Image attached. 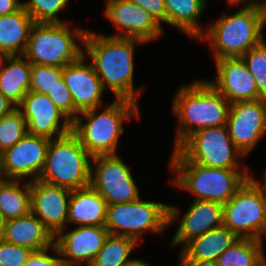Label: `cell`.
<instances>
[{"instance_id":"ee69618b","label":"cell","mask_w":266,"mask_h":266,"mask_svg":"<svg viewBox=\"0 0 266 266\" xmlns=\"http://www.w3.org/2000/svg\"><path fill=\"white\" fill-rule=\"evenodd\" d=\"M126 266H152L148 262L143 261L142 258H134L131 262H129Z\"/></svg>"},{"instance_id":"ba28073f","label":"cell","mask_w":266,"mask_h":266,"mask_svg":"<svg viewBox=\"0 0 266 266\" xmlns=\"http://www.w3.org/2000/svg\"><path fill=\"white\" fill-rule=\"evenodd\" d=\"M92 156L71 131L50 140L39 180L76 190L90 185Z\"/></svg>"},{"instance_id":"1f68e13d","label":"cell","mask_w":266,"mask_h":266,"mask_svg":"<svg viewBox=\"0 0 266 266\" xmlns=\"http://www.w3.org/2000/svg\"><path fill=\"white\" fill-rule=\"evenodd\" d=\"M242 59L255 78L260 96L266 99V40L248 50Z\"/></svg>"},{"instance_id":"b9f144b4","label":"cell","mask_w":266,"mask_h":266,"mask_svg":"<svg viewBox=\"0 0 266 266\" xmlns=\"http://www.w3.org/2000/svg\"><path fill=\"white\" fill-rule=\"evenodd\" d=\"M11 55L3 50H0V72L5 67L6 62L10 59Z\"/></svg>"},{"instance_id":"74e56055","label":"cell","mask_w":266,"mask_h":266,"mask_svg":"<svg viewBox=\"0 0 266 266\" xmlns=\"http://www.w3.org/2000/svg\"><path fill=\"white\" fill-rule=\"evenodd\" d=\"M264 181L262 183V202H263V222L260 229V232L258 233V236L256 240L264 246V236H266V171L264 173Z\"/></svg>"},{"instance_id":"ffe728a7","label":"cell","mask_w":266,"mask_h":266,"mask_svg":"<svg viewBox=\"0 0 266 266\" xmlns=\"http://www.w3.org/2000/svg\"><path fill=\"white\" fill-rule=\"evenodd\" d=\"M170 241V247L182 246L195 237L223 225V205L214 201L192 200Z\"/></svg>"},{"instance_id":"f35d334b","label":"cell","mask_w":266,"mask_h":266,"mask_svg":"<svg viewBox=\"0 0 266 266\" xmlns=\"http://www.w3.org/2000/svg\"><path fill=\"white\" fill-rule=\"evenodd\" d=\"M23 6L20 0H0V16L18 11Z\"/></svg>"},{"instance_id":"d6986e66","label":"cell","mask_w":266,"mask_h":266,"mask_svg":"<svg viewBox=\"0 0 266 266\" xmlns=\"http://www.w3.org/2000/svg\"><path fill=\"white\" fill-rule=\"evenodd\" d=\"M83 55L76 62L63 67L62 78L71 93L75 109L80 113L86 110L101 108L103 84L96 75L91 63H86Z\"/></svg>"},{"instance_id":"f546056e","label":"cell","mask_w":266,"mask_h":266,"mask_svg":"<svg viewBox=\"0 0 266 266\" xmlns=\"http://www.w3.org/2000/svg\"><path fill=\"white\" fill-rule=\"evenodd\" d=\"M71 0H26L23 7L35 23H65L58 15Z\"/></svg>"},{"instance_id":"7bdbcfd3","label":"cell","mask_w":266,"mask_h":266,"mask_svg":"<svg viewBox=\"0 0 266 266\" xmlns=\"http://www.w3.org/2000/svg\"><path fill=\"white\" fill-rule=\"evenodd\" d=\"M178 266H215L214 264H201L187 262L181 255L179 256Z\"/></svg>"},{"instance_id":"ab89813d","label":"cell","mask_w":266,"mask_h":266,"mask_svg":"<svg viewBox=\"0 0 266 266\" xmlns=\"http://www.w3.org/2000/svg\"><path fill=\"white\" fill-rule=\"evenodd\" d=\"M16 106L0 93V118L9 114Z\"/></svg>"},{"instance_id":"d4e9b609","label":"cell","mask_w":266,"mask_h":266,"mask_svg":"<svg viewBox=\"0 0 266 266\" xmlns=\"http://www.w3.org/2000/svg\"><path fill=\"white\" fill-rule=\"evenodd\" d=\"M34 23L23 6L12 14L1 15L0 50L8 52L11 56H22Z\"/></svg>"},{"instance_id":"4dcf8cb0","label":"cell","mask_w":266,"mask_h":266,"mask_svg":"<svg viewBox=\"0 0 266 266\" xmlns=\"http://www.w3.org/2000/svg\"><path fill=\"white\" fill-rule=\"evenodd\" d=\"M26 134V121L17 107L0 118V149L3 152L15 145Z\"/></svg>"},{"instance_id":"484cf974","label":"cell","mask_w":266,"mask_h":266,"mask_svg":"<svg viewBox=\"0 0 266 266\" xmlns=\"http://www.w3.org/2000/svg\"><path fill=\"white\" fill-rule=\"evenodd\" d=\"M0 72V93L16 107L30 91L32 64L22 56H11Z\"/></svg>"},{"instance_id":"3957f363","label":"cell","mask_w":266,"mask_h":266,"mask_svg":"<svg viewBox=\"0 0 266 266\" xmlns=\"http://www.w3.org/2000/svg\"><path fill=\"white\" fill-rule=\"evenodd\" d=\"M140 113L138 103L114 99L104 109L80 112L72 121V132L92 157L117 155V147L121 148L118 146L119 136L125 130L124 122H130L132 118L139 120Z\"/></svg>"},{"instance_id":"bcb514c9","label":"cell","mask_w":266,"mask_h":266,"mask_svg":"<svg viewBox=\"0 0 266 266\" xmlns=\"http://www.w3.org/2000/svg\"><path fill=\"white\" fill-rule=\"evenodd\" d=\"M3 160H4V152L0 149V180L4 179Z\"/></svg>"},{"instance_id":"4316f807","label":"cell","mask_w":266,"mask_h":266,"mask_svg":"<svg viewBox=\"0 0 266 266\" xmlns=\"http://www.w3.org/2000/svg\"><path fill=\"white\" fill-rule=\"evenodd\" d=\"M30 206L29 180L25 183L22 180H0V212L6 221L26 215Z\"/></svg>"},{"instance_id":"603a6c76","label":"cell","mask_w":266,"mask_h":266,"mask_svg":"<svg viewBox=\"0 0 266 266\" xmlns=\"http://www.w3.org/2000/svg\"><path fill=\"white\" fill-rule=\"evenodd\" d=\"M107 205L106 200L91 185L72 190L67 225L104 226Z\"/></svg>"},{"instance_id":"7dc6e473","label":"cell","mask_w":266,"mask_h":266,"mask_svg":"<svg viewBox=\"0 0 266 266\" xmlns=\"http://www.w3.org/2000/svg\"><path fill=\"white\" fill-rule=\"evenodd\" d=\"M6 220L4 219L2 213L0 212V238L3 234L4 226H5Z\"/></svg>"},{"instance_id":"60d3db41","label":"cell","mask_w":266,"mask_h":266,"mask_svg":"<svg viewBox=\"0 0 266 266\" xmlns=\"http://www.w3.org/2000/svg\"><path fill=\"white\" fill-rule=\"evenodd\" d=\"M228 5L231 6H238V4H241V2H245L244 6H254V7H259L260 5V0H227Z\"/></svg>"},{"instance_id":"6da1fadb","label":"cell","mask_w":266,"mask_h":266,"mask_svg":"<svg viewBox=\"0 0 266 266\" xmlns=\"http://www.w3.org/2000/svg\"><path fill=\"white\" fill-rule=\"evenodd\" d=\"M146 44L136 38L114 37L87 30L84 56L92 64L104 89L111 90L115 99L138 103L143 87L134 88V53L136 44Z\"/></svg>"},{"instance_id":"52a82bcc","label":"cell","mask_w":266,"mask_h":266,"mask_svg":"<svg viewBox=\"0 0 266 266\" xmlns=\"http://www.w3.org/2000/svg\"><path fill=\"white\" fill-rule=\"evenodd\" d=\"M172 204L139 199L107 205L105 228L109 234L133 238L139 243L144 233L162 234L180 217Z\"/></svg>"},{"instance_id":"ac0fdd59","label":"cell","mask_w":266,"mask_h":266,"mask_svg":"<svg viewBox=\"0 0 266 266\" xmlns=\"http://www.w3.org/2000/svg\"><path fill=\"white\" fill-rule=\"evenodd\" d=\"M215 61L216 78L208 80L229 103L262 99L255 78L242 57H227Z\"/></svg>"},{"instance_id":"e0dca14e","label":"cell","mask_w":266,"mask_h":266,"mask_svg":"<svg viewBox=\"0 0 266 266\" xmlns=\"http://www.w3.org/2000/svg\"><path fill=\"white\" fill-rule=\"evenodd\" d=\"M109 235L105 226H77L63 229L54 238L63 262L90 266Z\"/></svg>"},{"instance_id":"8d00e7d4","label":"cell","mask_w":266,"mask_h":266,"mask_svg":"<svg viewBox=\"0 0 266 266\" xmlns=\"http://www.w3.org/2000/svg\"><path fill=\"white\" fill-rule=\"evenodd\" d=\"M148 12L160 25L166 24L164 0H129Z\"/></svg>"},{"instance_id":"5bb4252c","label":"cell","mask_w":266,"mask_h":266,"mask_svg":"<svg viewBox=\"0 0 266 266\" xmlns=\"http://www.w3.org/2000/svg\"><path fill=\"white\" fill-rule=\"evenodd\" d=\"M104 15L113 22L114 37L136 38L145 43L159 39L163 33L160 25L148 12L129 0H107Z\"/></svg>"},{"instance_id":"f1b7e54d","label":"cell","mask_w":266,"mask_h":266,"mask_svg":"<svg viewBox=\"0 0 266 266\" xmlns=\"http://www.w3.org/2000/svg\"><path fill=\"white\" fill-rule=\"evenodd\" d=\"M137 245L133 238L109 234L90 266H126L134 259L130 254Z\"/></svg>"},{"instance_id":"83f0119b","label":"cell","mask_w":266,"mask_h":266,"mask_svg":"<svg viewBox=\"0 0 266 266\" xmlns=\"http://www.w3.org/2000/svg\"><path fill=\"white\" fill-rule=\"evenodd\" d=\"M257 240L239 238L230 248L222 253L215 266H266V254Z\"/></svg>"},{"instance_id":"8fae6325","label":"cell","mask_w":266,"mask_h":266,"mask_svg":"<svg viewBox=\"0 0 266 266\" xmlns=\"http://www.w3.org/2000/svg\"><path fill=\"white\" fill-rule=\"evenodd\" d=\"M255 175L223 204V225L238 238L256 240L263 222L262 184Z\"/></svg>"},{"instance_id":"8992f818","label":"cell","mask_w":266,"mask_h":266,"mask_svg":"<svg viewBox=\"0 0 266 266\" xmlns=\"http://www.w3.org/2000/svg\"><path fill=\"white\" fill-rule=\"evenodd\" d=\"M70 23H34L23 56L31 64L61 68L79 60L87 29H70Z\"/></svg>"},{"instance_id":"2e32d148","label":"cell","mask_w":266,"mask_h":266,"mask_svg":"<svg viewBox=\"0 0 266 266\" xmlns=\"http://www.w3.org/2000/svg\"><path fill=\"white\" fill-rule=\"evenodd\" d=\"M72 190L45 183L30 182V211L55 237L67 227L68 205Z\"/></svg>"},{"instance_id":"9c48e42d","label":"cell","mask_w":266,"mask_h":266,"mask_svg":"<svg viewBox=\"0 0 266 266\" xmlns=\"http://www.w3.org/2000/svg\"><path fill=\"white\" fill-rule=\"evenodd\" d=\"M172 150L169 162H194L221 169H241L240 159L245 157L234 145L226 126L201 129Z\"/></svg>"},{"instance_id":"30bf717a","label":"cell","mask_w":266,"mask_h":266,"mask_svg":"<svg viewBox=\"0 0 266 266\" xmlns=\"http://www.w3.org/2000/svg\"><path fill=\"white\" fill-rule=\"evenodd\" d=\"M130 170L119 154L93 156L90 185L108 205L135 201L141 196Z\"/></svg>"},{"instance_id":"836d02e7","label":"cell","mask_w":266,"mask_h":266,"mask_svg":"<svg viewBox=\"0 0 266 266\" xmlns=\"http://www.w3.org/2000/svg\"><path fill=\"white\" fill-rule=\"evenodd\" d=\"M56 107L73 121L79 112L75 109L69 89L62 78L47 94Z\"/></svg>"},{"instance_id":"d590c367","label":"cell","mask_w":266,"mask_h":266,"mask_svg":"<svg viewBox=\"0 0 266 266\" xmlns=\"http://www.w3.org/2000/svg\"><path fill=\"white\" fill-rule=\"evenodd\" d=\"M50 250H52V252H54L57 256H52L49 253ZM60 260L59 250L54 245L52 248L39 252H33L24 266H56Z\"/></svg>"},{"instance_id":"d6a6232c","label":"cell","mask_w":266,"mask_h":266,"mask_svg":"<svg viewBox=\"0 0 266 266\" xmlns=\"http://www.w3.org/2000/svg\"><path fill=\"white\" fill-rule=\"evenodd\" d=\"M63 68L32 64L30 91L48 94L62 79Z\"/></svg>"},{"instance_id":"5b68a950","label":"cell","mask_w":266,"mask_h":266,"mask_svg":"<svg viewBox=\"0 0 266 266\" xmlns=\"http://www.w3.org/2000/svg\"><path fill=\"white\" fill-rule=\"evenodd\" d=\"M172 185L191 192L194 200L228 202L253 173L244 169H221L194 162H169Z\"/></svg>"},{"instance_id":"c3c4849f","label":"cell","mask_w":266,"mask_h":266,"mask_svg":"<svg viewBox=\"0 0 266 266\" xmlns=\"http://www.w3.org/2000/svg\"><path fill=\"white\" fill-rule=\"evenodd\" d=\"M56 266H85V265H82V264H74V263H67V262H63V261L60 260Z\"/></svg>"},{"instance_id":"7c38bea8","label":"cell","mask_w":266,"mask_h":266,"mask_svg":"<svg viewBox=\"0 0 266 266\" xmlns=\"http://www.w3.org/2000/svg\"><path fill=\"white\" fill-rule=\"evenodd\" d=\"M226 127L246 158L266 134V99L230 103Z\"/></svg>"},{"instance_id":"4fadbf2b","label":"cell","mask_w":266,"mask_h":266,"mask_svg":"<svg viewBox=\"0 0 266 266\" xmlns=\"http://www.w3.org/2000/svg\"><path fill=\"white\" fill-rule=\"evenodd\" d=\"M27 125V133L59 138L72 131V121L43 93L29 91L17 106Z\"/></svg>"},{"instance_id":"44dd1931","label":"cell","mask_w":266,"mask_h":266,"mask_svg":"<svg viewBox=\"0 0 266 266\" xmlns=\"http://www.w3.org/2000/svg\"><path fill=\"white\" fill-rule=\"evenodd\" d=\"M54 238L31 211L24 216L7 220L1 236L4 241L28 248L33 252L52 248Z\"/></svg>"},{"instance_id":"9a60e30c","label":"cell","mask_w":266,"mask_h":266,"mask_svg":"<svg viewBox=\"0 0 266 266\" xmlns=\"http://www.w3.org/2000/svg\"><path fill=\"white\" fill-rule=\"evenodd\" d=\"M50 139L27 133L4 151V179L37 180L44 168Z\"/></svg>"},{"instance_id":"7402d4cb","label":"cell","mask_w":266,"mask_h":266,"mask_svg":"<svg viewBox=\"0 0 266 266\" xmlns=\"http://www.w3.org/2000/svg\"><path fill=\"white\" fill-rule=\"evenodd\" d=\"M239 238L224 225L189 241L179 252L187 262L214 264Z\"/></svg>"},{"instance_id":"cb8c5ba5","label":"cell","mask_w":266,"mask_h":266,"mask_svg":"<svg viewBox=\"0 0 266 266\" xmlns=\"http://www.w3.org/2000/svg\"><path fill=\"white\" fill-rule=\"evenodd\" d=\"M207 2V0H164L166 24L180 29L190 38L197 40L206 29L199 23V18L205 12Z\"/></svg>"},{"instance_id":"277c9868","label":"cell","mask_w":266,"mask_h":266,"mask_svg":"<svg viewBox=\"0 0 266 266\" xmlns=\"http://www.w3.org/2000/svg\"><path fill=\"white\" fill-rule=\"evenodd\" d=\"M210 24L197 40L209 43L214 60L242 57L266 39L263 34L265 24L259 7L240 6V10L234 14L223 13Z\"/></svg>"},{"instance_id":"7a4b0ae2","label":"cell","mask_w":266,"mask_h":266,"mask_svg":"<svg viewBox=\"0 0 266 266\" xmlns=\"http://www.w3.org/2000/svg\"><path fill=\"white\" fill-rule=\"evenodd\" d=\"M174 96L171 109L178 125L173 149L201 129L226 126L230 103L208 80L185 83Z\"/></svg>"},{"instance_id":"f6af8a7d","label":"cell","mask_w":266,"mask_h":266,"mask_svg":"<svg viewBox=\"0 0 266 266\" xmlns=\"http://www.w3.org/2000/svg\"><path fill=\"white\" fill-rule=\"evenodd\" d=\"M259 10L261 11V14L263 15L264 24L266 27V1H261L259 5Z\"/></svg>"},{"instance_id":"e575fe53","label":"cell","mask_w":266,"mask_h":266,"mask_svg":"<svg viewBox=\"0 0 266 266\" xmlns=\"http://www.w3.org/2000/svg\"><path fill=\"white\" fill-rule=\"evenodd\" d=\"M33 251L0 238V266H24Z\"/></svg>"}]
</instances>
